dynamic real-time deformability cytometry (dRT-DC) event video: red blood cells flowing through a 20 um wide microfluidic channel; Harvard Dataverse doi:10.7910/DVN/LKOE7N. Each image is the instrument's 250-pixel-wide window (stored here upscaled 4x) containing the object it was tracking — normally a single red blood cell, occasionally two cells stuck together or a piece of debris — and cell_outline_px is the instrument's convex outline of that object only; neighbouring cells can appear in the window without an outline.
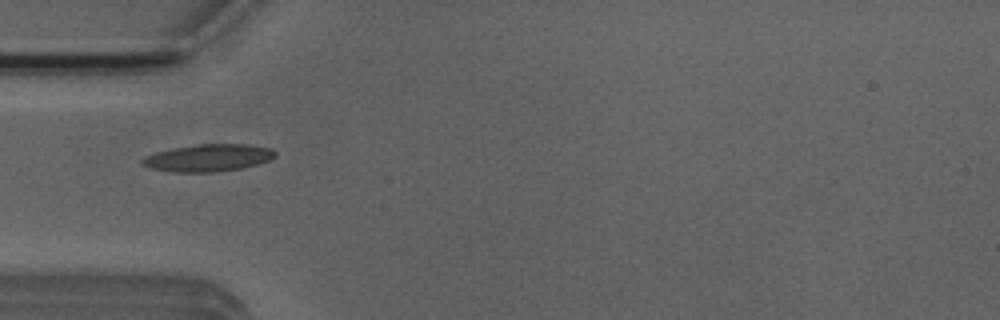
{"species": "Egyptian fruit bat (a non-hibernating species)", "species_latin": "Rousettus aegyptiacus", "temperature_condition": "room temperature", "stored_images_in_passage": 4, "camera_frame_rate_fps": 3000, "um_per_image_px": 0.085, "animal": {"sex": "male"}, "frame": {"image": 1, "passage_image": 1, "time_ms": 0.0, "image_size_px": [1000, 320], "cell_outline_px": [[276, 156], [268, 160], [256, 164], [240, 168], [212, 172], [176, 172], [152, 168], [140, 164], [140, 160], [144, 156], [156, 152], [172, 148], [200, 144], [248, 144], [272, 148], [276, 152]], "centroid_in_image_um": [17.68, 13.4], "position_along_channel_um": 67.3, "area_um2": 20.98}}
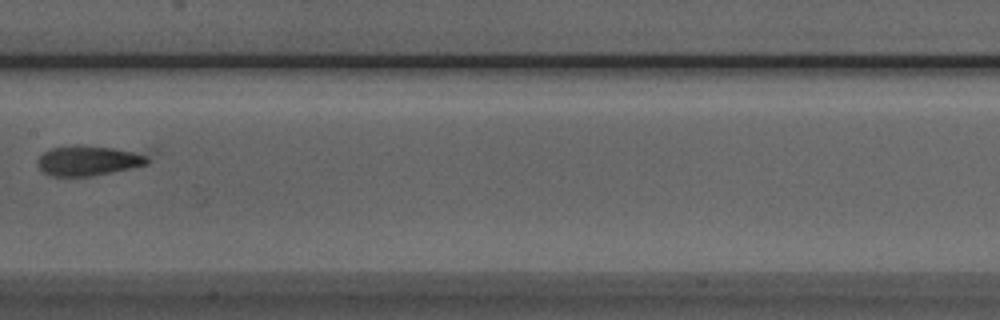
{"frame": {"image": 2, "passage_image": 4, "time_ms": 3.333, "image_size_px": [1000, 320], "cell_outline_px": [[160, 152], [148, 164], [112, 172], [92, 176], [52, 176], [44, 172], [36, 164], [36, 160], [44, 152], [52, 148], [76, 144], [80, 144], [160, 148]], "centroid_in_image_um": [7.94, 13.55], "position_along_channel_um": 199.5, "area_um2": 21.62}}